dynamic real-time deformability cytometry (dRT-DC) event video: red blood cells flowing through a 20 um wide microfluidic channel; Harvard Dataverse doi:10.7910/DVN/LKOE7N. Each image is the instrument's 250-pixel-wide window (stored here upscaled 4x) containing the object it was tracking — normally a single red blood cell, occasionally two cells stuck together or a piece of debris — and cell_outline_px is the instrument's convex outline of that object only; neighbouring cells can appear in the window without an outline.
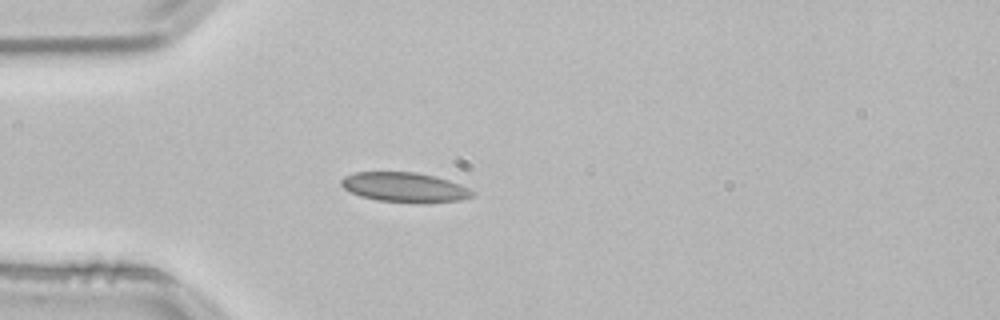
{"species": "common noctule bat (a hibernating species)", "species_latin": "Nyctalus noctula", "temperature_condition": "room temperature", "stored_images_in_passage": 39, "camera_frame_rate_fps": 3000, "um_per_image_px": 0.085, "animal": {"sex": "male", "body_mass_g": 21.5, "forearm_length_mm": 52.0}, "frame": {"image": 1, "passage_image": 1, "time_ms": 0.0, "image_size_px": [1000, 320], "cell_outline_px": [[476, 196], [460, 200], [424, 204], [420, 204], [376, 200], [360, 196], [344, 188], [340, 184], [340, 180], [344, 176], [356, 172], [416, 172], [436, 176], [460, 184], [476, 192]], "centroid_in_image_um": [34.44, 15.93], "position_along_channel_um": 50.6, "area_um2": 23.12}}
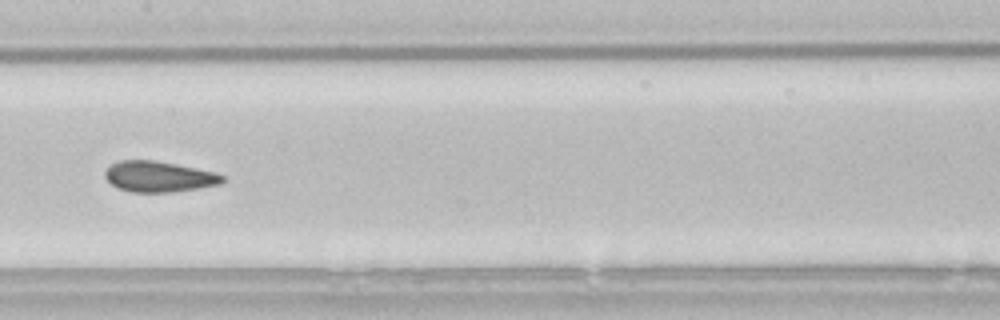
{"frame": {"image": 2, "passage_image": 13, "time_ms": 4.0, "image_size_px": [1000, 320], "cell_outline_px": [[224, 180], [220, 184], [172, 192], [132, 192], [116, 188], [104, 176], [104, 172], [116, 160], [152, 160], [176, 164], [216, 172], [224, 176]], "centroid_in_image_um": [13.48, 15.01], "position_along_channel_um": 193.9, "area_um2": 20.98}}
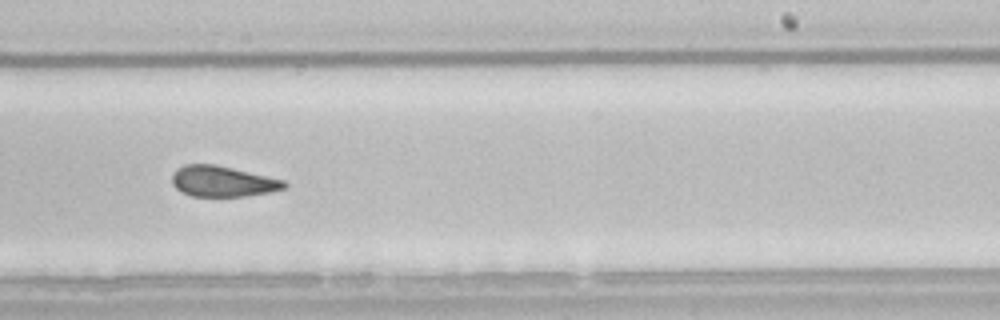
{"frame": {"image": 3, "passage_image": 19, "time_ms": 6.0, "image_size_px": [1000, 320], "cell_outline_px": [[288, 188], [268, 192], [244, 196], [192, 196], [176, 188], [172, 184], [172, 172], [176, 168], [184, 164], [216, 164], [284, 180], [288, 184]], "centroid_in_image_um": [18.91, 15.4], "position_along_channel_um": 270.1, "area_um2": 20.11}, "authors_computed_cell_mechanics": {"area_um2": 21.097, "velocity_mm_per_s": 3.829, "shape_relaxation_time_tau1_ms": null, "shape_relaxation_time_tau2_ms": 1.8106, "deformation_change_tau1": null, "deformation_change_tau2": 0.0618}}